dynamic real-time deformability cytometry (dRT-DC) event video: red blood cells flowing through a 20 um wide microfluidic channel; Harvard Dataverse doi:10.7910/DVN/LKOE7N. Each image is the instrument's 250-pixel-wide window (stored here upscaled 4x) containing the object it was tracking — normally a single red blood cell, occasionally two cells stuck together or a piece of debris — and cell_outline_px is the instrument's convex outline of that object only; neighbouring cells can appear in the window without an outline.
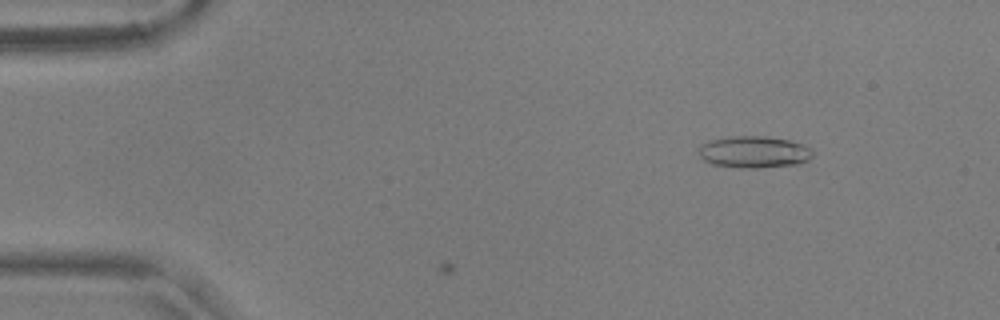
{"species": "common noctule bat (a hibernating species)", "species_latin": "Nyctalus noctula", "temperature_condition": "warm", "stored_images_in_passage": 7, "camera_frame_rate_fps": 3000, "um_per_image_px": 0.085, "animal": {"sex": "male", "body_mass_g": 17.9, "forearm_length_mm": 54.2}, "frame": {"image": 1, "passage_image": 7, "time_ms": 2.0, "image_size_px": [1000, 320], "cell_outline_px": [[812, 156], [808, 160], [796, 164], [760, 168], [740, 168], [712, 164], [704, 160], [700, 156], [700, 148], [704, 144], [712, 140], [732, 136], [764, 136], [788, 140], [804, 144], [812, 152]], "centroid_in_image_um": [64.11, 12.93], "position_along_channel_um": 20.9, "area_um2": 20.87}}